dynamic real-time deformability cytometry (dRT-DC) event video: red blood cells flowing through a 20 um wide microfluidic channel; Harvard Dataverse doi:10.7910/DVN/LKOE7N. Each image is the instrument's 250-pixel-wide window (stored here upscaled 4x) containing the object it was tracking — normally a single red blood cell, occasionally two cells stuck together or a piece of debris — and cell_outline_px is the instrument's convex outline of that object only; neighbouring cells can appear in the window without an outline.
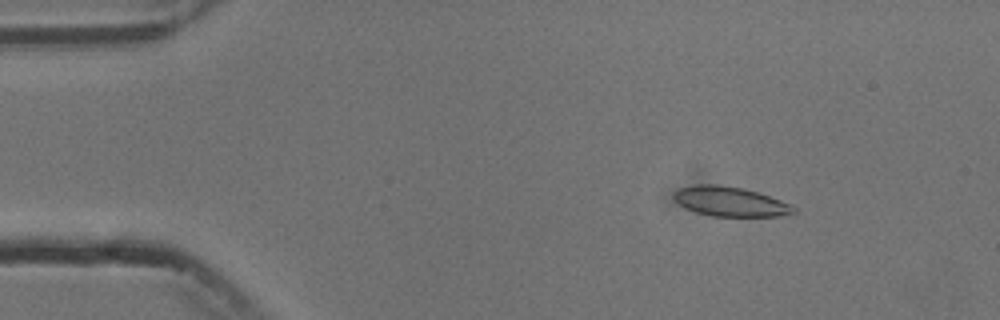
{"species": "common noctule bat (a hibernating species)", "species_latin": "Nyctalus noctula", "temperature_condition": "cold", "stored_images_in_passage": 5, "camera_frame_rate_fps": 3000, "um_per_image_px": 0.085, "animal": {"sex": "male", "body_mass_g": 13.3}, "frame": {"image": 1, "passage_image": 2, "time_ms": 1.333, "image_size_px": [1000, 320], "cell_outline_px": [[796, 212], [780, 216], [712, 216], [696, 212], [684, 208], [672, 196], [680, 188], [696, 184], [716, 184], [744, 188], [760, 192], [780, 200], [796, 208]], "centroid_in_image_um": [62.07, 17.12], "position_along_channel_um": 22.9, "area_um2": 20.63}}
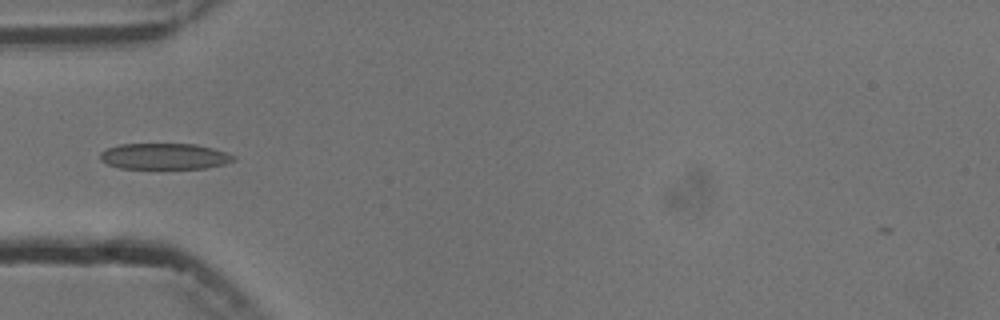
{"frame": {"image": 2, "passage_image": 5, "time_ms": 4.667, "image_size_px": [1000, 320], "cell_outline_px": [[236, 160], [224, 164], [204, 168], [160, 172], [120, 168], [108, 164], [100, 160], [100, 152], [108, 148], [120, 144], [196, 144], [212, 148], [236, 156]], "centroid_in_image_um": [13.96, 13.35], "position_along_channel_um": 71.0, "area_um2": 21.33}}